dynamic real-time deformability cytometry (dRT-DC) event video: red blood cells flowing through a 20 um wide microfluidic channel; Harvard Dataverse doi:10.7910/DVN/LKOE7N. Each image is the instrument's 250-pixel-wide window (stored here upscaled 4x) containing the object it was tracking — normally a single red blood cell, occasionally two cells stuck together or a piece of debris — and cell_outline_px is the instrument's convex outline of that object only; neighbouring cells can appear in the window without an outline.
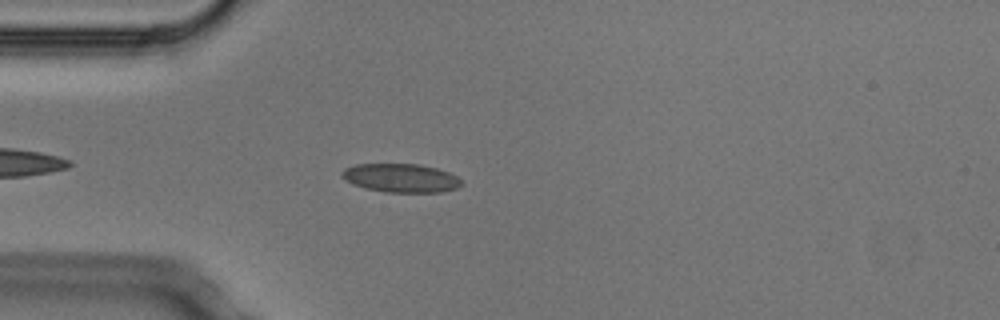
{"species": "Egyptian fruit bat (a non-hibernating species)", "species_latin": "Rousettus aegyptiacus", "temperature_condition": "cold", "stored_images_in_passage": 5, "segment_of_instrument_passage": [1, 2], "camera_frame_rate_fps": 3000, "um_per_image_px": 0.085, "animal": {"sex": "male"}, "frame": {"image": 1, "passage_image": 4, "time_ms": 1.0, "image_size_px": [1000, 320], "cell_outline_px": [[464, 184], [456, 188], [440, 192], [384, 192], [352, 184], [344, 180], [340, 176], [340, 172], [344, 168], [356, 164], [420, 164], [436, 168], [448, 172], [456, 176]], "centroid_in_image_um": [34.04, 15.12], "position_along_channel_um": 51.0, "area_um2": 20.0}}